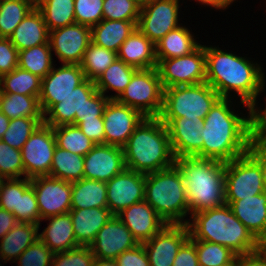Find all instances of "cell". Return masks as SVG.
Segmentation results:
<instances>
[{
  "instance_id": "cell-1",
  "label": "cell",
  "mask_w": 266,
  "mask_h": 266,
  "mask_svg": "<svg viewBox=\"0 0 266 266\" xmlns=\"http://www.w3.org/2000/svg\"><path fill=\"white\" fill-rule=\"evenodd\" d=\"M230 102L220 97L203 119L202 158L226 163L249 152L254 140V113L240 116L230 108Z\"/></svg>"
},
{
  "instance_id": "cell-2",
  "label": "cell",
  "mask_w": 266,
  "mask_h": 266,
  "mask_svg": "<svg viewBox=\"0 0 266 266\" xmlns=\"http://www.w3.org/2000/svg\"><path fill=\"white\" fill-rule=\"evenodd\" d=\"M206 83L222 98H230L233 91L247 106L249 113L257 108V96L265 90V75L258 63L245 57L205 46ZM231 91V92H230Z\"/></svg>"
},
{
  "instance_id": "cell-3",
  "label": "cell",
  "mask_w": 266,
  "mask_h": 266,
  "mask_svg": "<svg viewBox=\"0 0 266 266\" xmlns=\"http://www.w3.org/2000/svg\"><path fill=\"white\" fill-rule=\"evenodd\" d=\"M187 223L190 239L217 243L230 248L237 255L258 251L263 245L233 214L230 206L194 213Z\"/></svg>"
},
{
  "instance_id": "cell-4",
  "label": "cell",
  "mask_w": 266,
  "mask_h": 266,
  "mask_svg": "<svg viewBox=\"0 0 266 266\" xmlns=\"http://www.w3.org/2000/svg\"><path fill=\"white\" fill-rule=\"evenodd\" d=\"M126 168L143 174L175 165L166 125L158 117H145L122 147Z\"/></svg>"
},
{
  "instance_id": "cell-5",
  "label": "cell",
  "mask_w": 266,
  "mask_h": 266,
  "mask_svg": "<svg viewBox=\"0 0 266 266\" xmlns=\"http://www.w3.org/2000/svg\"><path fill=\"white\" fill-rule=\"evenodd\" d=\"M184 181L189 214L225 205V162L213 158H176Z\"/></svg>"
},
{
  "instance_id": "cell-6",
  "label": "cell",
  "mask_w": 266,
  "mask_h": 266,
  "mask_svg": "<svg viewBox=\"0 0 266 266\" xmlns=\"http://www.w3.org/2000/svg\"><path fill=\"white\" fill-rule=\"evenodd\" d=\"M145 200L167 224H187L190 212L183 177L174 165L145 174Z\"/></svg>"
},
{
  "instance_id": "cell-7",
  "label": "cell",
  "mask_w": 266,
  "mask_h": 266,
  "mask_svg": "<svg viewBox=\"0 0 266 266\" xmlns=\"http://www.w3.org/2000/svg\"><path fill=\"white\" fill-rule=\"evenodd\" d=\"M263 192L261 145L254 139L249 152L225 163V202L230 205Z\"/></svg>"
},
{
  "instance_id": "cell-8",
  "label": "cell",
  "mask_w": 266,
  "mask_h": 266,
  "mask_svg": "<svg viewBox=\"0 0 266 266\" xmlns=\"http://www.w3.org/2000/svg\"><path fill=\"white\" fill-rule=\"evenodd\" d=\"M220 98L206 82L164 89L163 106L158 118L203 120Z\"/></svg>"
},
{
  "instance_id": "cell-9",
  "label": "cell",
  "mask_w": 266,
  "mask_h": 266,
  "mask_svg": "<svg viewBox=\"0 0 266 266\" xmlns=\"http://www.w3.org/2000/svg\"><path fill=\"white\" fill-rule=\"evenodd\" d=\"M163 94L157 68L138 69L116 100L139 111L144 117H158L163 106Z\"/></svg>"
},
{
  "instance_id": "cell-10",
  "label": "cell",
  "mask_w": 266,
  "mask_h": 266,
  "mask_svg": "<svg viewBox=\"0 0 266 266\" xmlns=\"http://www.w3.org/2000/svg\"><path fill=\"white\" fill-rule=\"evenodd\" d=\"M163 88L196 85L206 82L205 46L200 44L182 57L157 60Z\"/></svg>"
},
{
  "instance_id": "cell-11",
  "label": "cell",
  "mask_w": 266,
  "mask_h": 266,
  "mask_svg": "<svg viewBox=\"0 0 266 266\" xmlns=\"http://www.w3.org/2000/svg\"><path fill=\"white\" fill-rule=\"evenodd\" d=\"M55 148L53 127L41 123L21 150L25 177L49 176Z\"/></svg>"
},
{
  "instance_id": "cell-12",
  "label": "cell",
  "mask_w": 266,
  "mask_h": 266,
  "mask_svg": "<svg viewBox=\"0 0 266 266\" xmlns=\"http://www.w3.org/2000/svg\"><path fill=\"white\" fill-rule=\"evenodd\" d=\"M179 0H148L140 9L137 28L154 44L178 23Z\"/></svg>"
},
{
  "instance_id": "cell-13",
  "label": "cell",
  "mask_w": 266,
  "mask_h": 266,
  "mask_svg": "<svg viewBox=\"0 0 266 266\" xmlns=\"http://www.w3.org/2000/svg\"><path fill=\"white\" fill-rule=\"evenodd\" d=\"M85 80V74L79 64H62L59 68L53 67L41 81L39 103L44 116Z\"/></svg>"
},
{
  "instance_id": "cell-14",
  "label": "cell",
  "mask_w": 266,
  "mask_h": 266,
  "mask_svg": "<svg viewBox=\"0 0 266 266\" xmlns=\"http://www.w3.org/2000/svg\"><path fill=\"white\" fill-rule=\"evenodd\" d=\"M35 190L41 221L69 213L71 210L72 182L50 176H38L30 179Z\"/></svg>"
},
{
  "instance_id": "cell-15",
  "label": "cell",
  "mask_w": 266,
  "mask_h": 266,
  "mask_svg": "<svg viewBox=\"0 0 266 266\" xmlns=\"http://www.w3.org/2000/svg\"><path fill=\"white\" fill-rule=\"evenodd\" d=\"M107 208L117 216L125 208L145 200V174L125 168L106 182Z\"/></svg>"
},
{
  "instance_id": "cell-16",
  "label": "cell",
  "mask_w": 266,
  "mask_h": 266,
  "mask_svg": "<svg viewBox=\"0 0 266 266\" xmlns=\"http://www.w3.org/2000/svg\"><path fill=\"white\" fill-rule=\"evenodd\" d=\"M92 42L91 27L74 23L49 31V43L62 64H81Z\"/></svg>"
},
{
  "instance_id": "cell-17",
  "label": "cell",
  "mask_w": 266,
  "mask_h": 266,
  "mask_svg": "<svg viewBox=\"0 0 266 266\" xmlns=\"http://www.w3.org/2000/svg\"><path fill=\"white\" fill-rule=\"evenodd\" d=\"M144 118L139 111L110 99L103 112L104 144L123 147Z\"/></svg>"
},
{
  "instance_id": "cell-18",
  "label": "cell",
  "mask_w": 266,
  "mask_h": 266,
  "mask_svg": "<svg viewBox=\"0 0 266 266\" xmlns=\"http://www.w3.org/2000/svg\"><path fill=\"white\" fill-rule=\"evenodd\" d=\"M189 238L187 224H166L151 239L142 243L150 266H172L179 249Z\"/></svg>"
},
{
  "instance_id": "cell-19",
  "label": "cell",
  "mask_w": 266,
  "mask_h": 266,
  "mask_svg": "<svg viewBox=\"0 0 266 266\" xmlns=\"http://www.w3.org/2000/svg\"><path fill=\"white\" fill-rule=\"evenodd\" d=\"M167 127L171 148L175 158L197 156L202 158L204 120L181 118H159Z\"/></svg>"
},
{
  "instance_id": "cell-20",
  "label": "cell",
  "mask_w": 266,
  "mask_h": 266,
  "mask_svg": "<svg viewBox=\"0 0 266 266\" xmlns=\"http://www.w3.org/2000/svg\"><path fill=\"white\" fill-rule=\"evenodd\" d=\"M125 168L122 147L97 144L84 156L83 178L106 183Z\"/></svg>"
},
{
  "instance_id": "cell-21",
  "label": "cell",
  "mask_w": 266,
  "mask_h": 266,
  "mask_svg": "<svg viewBox=\"0 0 266 266\" xmlns=\"http://www.w3.org/2000/svg\"><path fill=\"white\" fill-rule=\"evenodd\" d=\"M138 244L125 224L117 216H112L89 247L95 258L115 260L118 255Z\"/></svg>"
},
{
  "instance_id": "cell-22",
  "label": "cell",
  "mask_w": 266,
  "mask_h": 266,
  "mask_svg": "<svg viewBox=\"0 0 266 266\" xmlns=\"http://www.w3.org/2000/svg\"><path fill=\"white\" fill-rule=\"evenodd\" d=\"M117 217L141 244L151 239L167 224L146 200L125 208Z\"/></svg>"
},
{
  "instance_id": "cell-23",
  "label": "cell",
  "mask_w": 266,
  "mask_h": 266,
  "mask_svg": "<svg viewBox=\"0 0 266 266\" xmlns=\"http://www.w3.org/2000/svg\"><path fill=\"white\" fill-rule=\"evenodd\" d=\"M96 90L95 82L86 79L45 114L44 123L51 127L75 124V115H81L82 107Z\"/></svg>"
},
{
  "instance_id": "cell-24",
  "label": "cell",
  "mask_w": 266,
  "mask_h": 266,
  "mask_svg": "<svg viewBox=\"0 0 266 266\" xmlns=\"http://www.w3.org/2000/svg\"><path fill=\"white\" fill-rule=\"evenodd\" d=\"M229 206L253 236L262 245H266V191L234 201Z\"/></svg>"
},
{
  "instance_id": "cell-25",
  "label": "cell",
  "mask_w": 266,
  "mask_h": 266,
  "mask_svg": "<svg viewBox=\"0 0 266 266\" xmlns=\"http://www.w3.org/2000/svg\"><path fill=\"white\" fill-rule=\"evenodd\" d=\"M117 58L136 69L157 68L155 44L138 28L122 43Z\"/></svg>"
},
{
  "instance_id": "cell-26",
  "label": "cell",
  "mask_w": 266,
  "mask_h": 266,
  "mask_svg": "<svg viewBox=\"0 0 266 266\" xmlns=\"http://www.w3.org/2000/svg\"><path fill=\"white\" fill-rule=\"evenodd\" d=\"M79 246H90L98 231L113 216L108 208H83L69 211Z\"/></svg>"
},
{
  "instance_id": "cell-27",
  "label": "cell",
  "mask_w": 266,
  "mask_h": 266,
  "mask_svg": "<svg viewBox=\"0 0 266 266\" xmlns=\"http://www.w3.org/2000/svg\"><path fill=\"white\" fill-rule=\"evenodd\" d=\"M9 40L18 51L49 42V30L37 7L15 28Z\"/></svg>"
},
{
  "instance_id": "cell-28",
  "label": "cell",
  "mask_w": 266,
  "mask_h": 266,
  "mask_svg": "<svg viewBox=\"0 0 266 266\" xmlns=\"http://www.w3.org/2000/svg\"><path fill=\"white\" fill-rule=\"evenodd\" d=\"M50 221L39 239L55 254L79 247L73 230L70 213L46 218Z\"/></svg>"
},
{
  "instance_id": "cell-29",
  "label": "cell",
  "mask_w": 266,
  "mask_h": 266,
  "mask_svg": "<svg viewBox=\"0 0 266 266\" xmlns=\"http://www.w3.org/2000/svg\"><path fill=\"white\" fill-rule=\"evenodd\" d=\"M136 28L137 25L131 21L103 19L91 27V40L95 45L117 53Z\"/></svg>"
},
{
  "instance_id": "cell-30",
  "label": "cell",
  "mask_w": 266,
  "mask_h": 266,
  "mask_svg": "<svg viewBox=\"0 0 266 266\" xmlns=\"http://www.w3.org/2000/svg\"><path fill=\"white\" fill-rule=\"evenodd\" d=\"M39 225L36 223L18 222L3 238L0 240V259L14 261L20 254L33 244L38 237Z\"/></svg>"
},
{
  "instance_id": "cell-31",
  "label": "cell",
  "mask_w": 266,
  "mask_h": 266,
  "mask_svg": "<svg viewBox=\"0 0 266 266\" xmlns=\"http://www.w3.org/2000/svg\"><path fill=\"white\" fill-rule=\"evenodd\" d=\"M199 45L188 28L179 26L155 44L156 59L182 57L193 52Z\"/></svg>"
},
{
  "instance_id": "cell-32",
  "label": "cell",
  "mask_w": 266,
  "mask_h": 266,
  "mask_svg": "<svg viewBox=\"0 0 266 266\" xmlns=\"http://www.w3.org/2000/svg\"><path fill=\"white\" fill-rule=\"evenodd\" d=\"M105 182L82 178L72 182L71 209L107 208Z\"/></svg>"
},
{
  "instance_id": "cell-33",
  "label": "cell",
  "mask_w": 266,
  "mask_h": 266,
  "mask_svg": "<svg viewBox=\"0 0 266 266\" xmlns=\"http://www.w3.org/2000/svg\"><path fill=\"white\" fill-rule=\"evenodd\" d=\"M135 67L125 64L121 59L116 58L114 62L97 78L95 86L97 90L104 94L107 90L115 91L116 95L109 96L116 99L126 89L133 74L137 71Z\"/></svg>"
},
{
  "instance_id": "cell-34",
  "label": "cell",
  "mask_w": 266,
  "mask_h": 266,
  "mask_svg": "<svg viewBox=\"0 0 266 266\" xmlns=\"http://www.w3.org/2000/svg\"><path fill=\"white\" fill-rule=\"evenodd\" d=\"M0 111L10 120L22 117H44L38 97L18 93L0 92Z\"/></svg>"
},
{
  "instance_id": "cell-35",
  "label": "cell",
  "mask_w": 266,
  "mask_h": 266,
  "mask_svg": "<svg viewBox=\"0 0 266 266\" xmlns=\"http://www.w3.org/2000/svg\"><path fill=\"white\" fill-rule=\"evenodd\" d=\"M84 156L55 148L50 177L74 182L83 178Z\"/></svg>"
},
{
  "instance_id": "cell-36",
  "label": "cell",
  "mask_w": 266,
  "mask_h": 266,
  "mask_svg": "<svg viewBox=\"0 0 266 266\" xmlns=\"http://www.w3.org/2000/svg\"><path fill=\"white\" fill-rule=\"evenodd\" d=\"M42 78L19 67L0 77L1 93H18L36 96L41 92Z\"/></svg>"
},
{
  "instance_id": "cell-37",
  "label": "cell",
  "mask_w": 266,
  "mask_h": 266,
  "mask_svg": "<svg viewBox=\"0 0 266 266\" xmlns=\"http://www.w3.org/2000/svg\"><path fill=\"white\" fill-rule=\"evenodd\" d=\"M50 43L19 51L18 67L44 78L53 68Z\"/></svg>"
},
{
  "instance_id": "cell-38",
  "label": "cell",
  "mask_w": 266,
  "mask_h": 266,
  "mask_svg": "<svg viewBox=\"0 0 266 266\" xmlns=\"http://www.w3.org/2000/svg\"><path fill=\"white\" fill-rule=\"evenodd\" d=\"M37 8L49 31L76 23L74 0H44Z\"/></svg>"
},
{
  "instance_id": "cell-39",
  "label": "cell",
  "mask_w": 266,
  "mask_h": 266,
  "mask_svg": "<svg viewBox=\"0 0 266 266\" xmlns=\"http://www.w3.org/2000/svg\"><path fill=\"white\" fill-rule=\"evenodd\" d=\"M56 146L85 156L96 144L74 124L53 127Z\"/></svg>"
},
{
  "instance_id": "cell-40",
  "label": "cell",
  "mask_w": 266,
  "mask_h": 266,
  "mask_svg": "<svg viewBox=\"0 0 266 266\" xmlns=\"http://www.w3.org/2000/svg\"><path fill=\"white\" fill-rule=\"evenodd\" d=\"M34 8L27 0H0V37L9 38Z\"/></svg>"
},
{
  "instance_id": "cell-41",
  "label": "cell",
  "mask_w": 266,
  "mask_h": 266,
  "mask_svg": "<svg viewBox=\"0 0 266 266\" xmlns=\"http://www.w3.org/2000/svg\"><path fill=\"white\" fill-rule=\"evenodd\" d=\"M195 243L199 266H236L237 254L230 248L203 240Z\"/></svg>"
},
{
  "instance_id": "cell-42",
  "label": "cell",
  "mask_w": 266,
  "mask_h": 266,
  "mask_svg": "<svg viewBox=\"0 0 266 266\" xmlns=\"http://www.w3.org/2000/svg\"><path fill=\"white\" fill-rule=\"evenodd\" d=\"M116 58L117 53L115 51L100 47L91 42L85 51L80 65L86 79L95 82Z\"/></svg>"
},
{
  "instance_id": "cell-43",
  "label": "cell",
  "mask_w": 266,
  "mask_h": 266,
  "mask_svg": "<svg viewBox=\"0 0 266 266\" xmlns=\"http://www.w3.org/2000/svg\"><path fill=\"white\" fill-rule=\"evenodd\" d=\"M18 222L36 223L40 227V210L37 204L35 190L29 178H19L18 210H15Z\"/></svg>"
},
{
  "instance_id": "cell-44",
  "label": "cell",
  "mask_w": 266,
  "mask_h": 266,
  "mask_svg": "<svg viewBox=\"0 0 266 266\" xmlns=\"http://www.w3.org/2000/svg\"><path fill=\"white\" fill-rule=\"evenodd\" d=\"M41 123H44V117L11 119L1 142L21 151L26 141Z\"/></svg>"
},
{
  "instance_id": "cell-45",
  "label": "cell",
  "mask_w": 266,
  "mask_h": 266,
  "mask_svg": "<svg viewBox=\"0 0 266 266\" xmlns=\"http://www.w3.org/2000/svg\"><path fill=\"white\" fill-rule=\"evenodd\" d=\"M140 9L134 0H104L103 19L131 21L137 25Z\"/></svg>"
},
{
  "instance_id": "cell-46",
  "label": "cell",
  "mask_w": 266,
  "mask_h": 266,
  "mask_svg": "<svg viewBox=\"0 0 266 266\" xmlns=\"http://www.w3.org/2000/svg\"><path fill=\"white\" fill-rule=\"evenodd\" d=\"M25 177L22 153L20 150L0 143V178L11 179Z\"/></svg>"
},
{
  "instance_id": "cell-47",
  "label": "cell",
  "mask_w": 266,
  "mask_h": 266,
  "mask_svg": "<svg viewBox=\"0 0 266 266\" xmlns=\"http://www.w3.org/2000/svg\"><path fill=\"white\" fill-rule=\"evenodd\" d=\"M104 0H74L75 22L92 27L103 20Z\"/></svg>"
},
{
  "instance_id": "cell-48",
  "label": "cell",
  "mask_w": 266,
  "mask_h": 266,
  "mask_svg": "<svg viewBox=\"0 0 266 266\" xmlns=\"http://www.w3.org/2000/svg\"><path fill=\"white\" fill-rule=\"evenodd\" d=\"M54 253L40 240L26 248L18 257V266H51Z\"/></svg>"
},
{
  "instance_id": "cell-49",
  "label": "cell",
  "mask_w": 266,
  "mask_h": 266,
  "mask_svg": "<svg viewBox=\"0 0 266 266\" xmlns=\"http://www.w3.org/2000/svg\"><path fill=\"white\" fill-rule=\"evenodd\" d=\"M95 256L89 246L54 254L51 266H92Z\"/></svg>"
},
{
  "instance_id": "cell-50",
  "label": "cell",
  "mask_w": 266,
  "mask_h": 266,
  "mask_svg": "<svg viewBox=\"0 0 266 266\" xmlns=\"http://www.w3.org/2000/svg\"><path fill=\"white\" fill-rule=\"evenodd\" d=\"M110 100L109 96L100 93L96 90L84 104L81 110V115H75V124L77 125L81 120L95 119L96 117H103L104 109Z\"/></svg>"
},
{
  "instance_id": "cell-51",
  "label": "cell",
  "mask_w": 266,
  "mask_h": 266,
  "mask_svg": "<svg viewBox=\"0 0 266 266\" xmlns=\"http://www.w3.org/2000/svg\"><path fill=\"white\" fill-rule=\"evenodd\" d=\"M7 181V182H6ZM19 202V178L0 180V207L15 216Z\"/></svg>"
},
{
  "instance_id": "cell-52",
  "label": "cell",
  "mask_w": 266,
  "mask_h": 266,
  "mask_svg": "<svg viewBox=\"0 0 266 266\" xmlns=\"http://www.w3.org/2000/svg\"><path fill=\"white\" fill-rule=\"evenodd\" d=\"M19 51L9 38L0 37V77L18 67Z\"/></svg>"
},
{
  "instance_id": "cell-53",
  "label": "cell",
  "mask_w": 266,
  "mask_h": 266,
  "mask_svg": "<svg viewBox=\"0 0 266 266\" xmlns=\"http://www.w3.org/2000/svg\"><path fill=\"white\" fill-rule=\"evenodd\" d=\"M115 261L118 266H150L147 252L141 243L118 255Z\"/></svg>"
},
{
  "instance_id": "cell-54",
  "label": "cell",
  "mask_w": 266,
  "mask_h": 266,
  "mask_svg": "<svg viewBox=\"0 0 266 266\" xmlns=\"http://www.w3.org/2000/svg\"><path fill=\"white\" fill-rule=\"evenodd\" d=\"M77 126L94 144H104L103 117H96L90 120H81Z\"/></svg>"
},
{
  "instance_id": "cell-55",
  "label": "cell",
  "mask_w": 266,
  "mask_h": 266,
  "mask_svg": "<svg viewBox=\"0 0 266 266\" xmlns=\"http://www.w3.org/2000/svg\"><path fill=\"white\" fill-rule=\"evenodd\" d=\"M172 266H199L195 243L190 238L179 249Z\"/></svg>"
},
{
  "instance_id": "cell-56",
  "label": "cell",
  "mask_w": 266,
  "mask_h": 266,
  "mask_svg": "<svg viewBox=\"0 0 266 266\" xmlns=\"http://www.w3.org/2000/svg\"><path fill=\"white\" fill-rule=\"evenodd\" d=\"M254 139L266 149V107L254 110Z\"/></svg>"
},
{
  "instance_id": "cell-57",
  "label": "cell",
  "mask_w": 266,
  "mask_h": 266,
  "mask_svg": "<svg viewBox=\"0 0 266 266\" xmlns=\"http://www.w3.org/2000/svg\"><path fill=\"white\" fill-rule=\"evenodd\" d=\"M236 266H266V245L256 252L238 255Z\"/></svg>"
},
{
  "instance_id": "cell-58",
  "label": "cell",
  "mask_w": 266,
  "mask_h": 266,
  "mask_svg": "<svg viewBox=\"0 0 266 266\" xmlns=\"http://www.w3.org/2000/svg\"><path fill=\"white\" fill-rule=\"evenodd\" d=\"M18 223L10 211L0 207V240Z\"/></svg>"
},
{
  "instance_id": "cell-59",
  "label": "cell",
  "mask_w": 266,
  "mask_h": 266,
  "mask_svg": "<svg viewBox=\"0 0 266 266\" xmlns=\"http://www.w3.org/2000/svg\"><path fill=\"white\" fill-rule=\"evenodd\" d=\"M207 6H212L216 9H226L235 0H196Z\"/></svg>"
},
{
  "instance_id": "cell-60",
  "label": "cell",
  "mask_w": 266,
  "mask_h": 266,
  "mask_svg": "<svg viewBox=\"0 0 266 266\" xmlns=\"http://www.w3.org/2000/svg\"><path fill=\"white\" fill-rule=\"evenodd\" d=\"M261 171L264 189L266 191V149L261 146Z\"/></svg>"
},
{
  "instance_id": "cell-61",
  "label": "cell",
  "mask_w": 266,
  "mask_h": 266,
  "mask_svg": "<svg viewBox=\"0 0 266 266\" xmlns=\"http://www.w3.org/2000/svg\"><path fill=\"white\" fill-rule=\"evenodd\" d=\"M10 119L0 111V140L4 136L5 131L9 127Z\"/></svg>"
},
{
  "instance_id": "cell-62",
  "label": "cell",
  "mask_w": 266,
  "mask_h": 266,
  "mask_svg": "<svg viewBox=\"0 0 266 266\" xmlns=\"http://www.w3.org/2000/svg\"><path fill=\"white\" fill-rule=\"evenodd\" d=\"M92 266H118L115 260L95 258Z\"/></svg>"
},
{
  "instance_id": "cell-63",
  "label": "cell",
  "mask_w": 266,
  "mask_h": 266,
  "mask_svg": "<svg viewBox=\"0 0 266 266\" xmlns=\"http://www.w3.org/2000/svg\"><path fill=\"white\" fill-rule=\"evenodd\" d=\"M30 2L34 7H38L44 0H27Z\"/></svg>"
},
{
  "instance_id": "cell-64",
  "label": "cell",
  "mask_w": 266,
  "mask_h": 266,
  "mask_svg": "<svg viewBox=\"0 0 266 266\" xmlns=\"http://www.w3.org/2000/svg\"><path fill=\"white\" fill-rule=\"evenodd\" d=\"M137 2L141 7L148 1V0H134Z\"/></svg>"
}]
</instances>
